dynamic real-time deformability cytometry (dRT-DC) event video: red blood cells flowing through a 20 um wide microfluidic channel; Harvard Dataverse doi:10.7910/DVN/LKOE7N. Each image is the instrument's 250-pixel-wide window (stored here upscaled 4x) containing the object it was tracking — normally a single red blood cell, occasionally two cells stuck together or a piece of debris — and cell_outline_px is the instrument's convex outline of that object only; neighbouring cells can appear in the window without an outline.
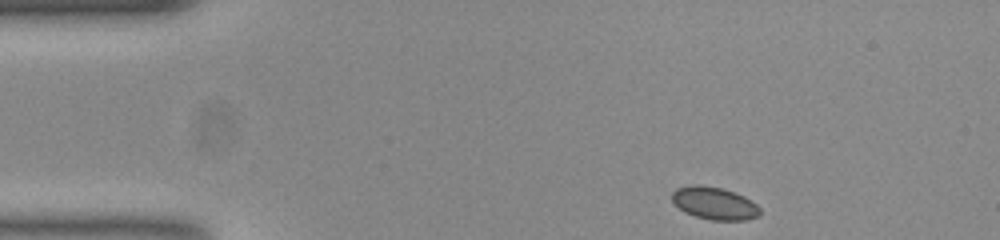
{"species": "common noctule bat (a hibernating species)", "species_latin": "Nyctalus noctula", "temperature_condition": "room temperature", "stored_images_in_passage": 47, "camera_frame_rate_fps": 3000, "um_per_image_px": 0.085, "animal": {"sex": "female", "body_mass_g": 23.0, "forearm_length_mm": 53.4}, "frame": {"image": 1, "passage_image": 1, "time_ms": 0.0, "image_size_px": [1000, 240], "cell_outline_px": [[760, 216], [744, 220], [712, 220], [696, 216], [680, 208], [672, 200], [672, 192], [676, 188], [692, 184], [700, 184], [724, 188], [744, 196], [752, 200], [760, 208]], "centroid_in_image_um": [60.75, 17.25], "position_along_channel_um": 24.2, "area_um2": 16.7}}
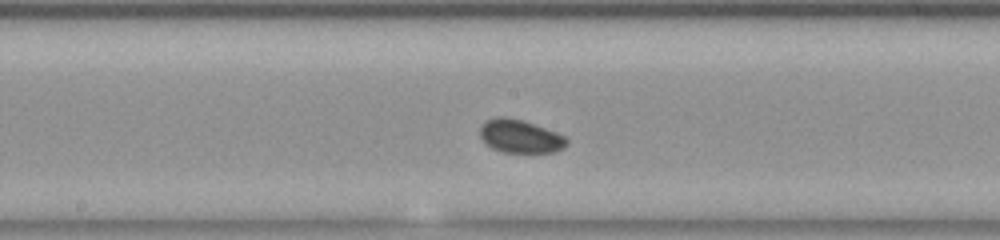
{"frame": {"image": 2, "passage_image": 21, "time_ms": 6.667, "image_size_px": [1000, 240], "cell_outline_px": [[568, 144], [564, 148], [556, 152], [504, 152], [492, 148], [480, 136], [480, 124], [484, 120], [496, 116], [504, 116], [524, 120], [556, 132], [564, 136], [568, 140]], "centroid_in_image_um": [44.21, 11.56], "position_along_channel_um": 204.0, "area_um2": 16.94}}
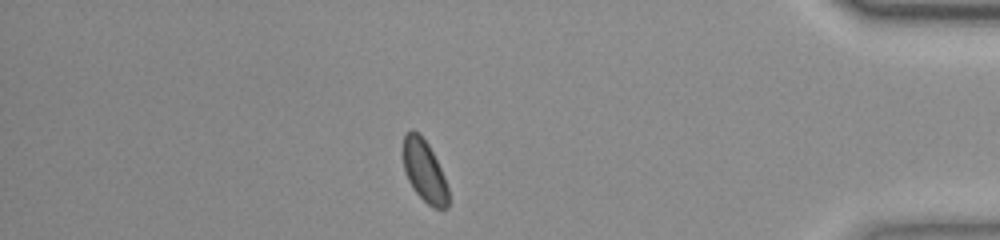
{"frame": {"image": 3, "passage_image": 40, "time_ms": 13.0, "image_size_px": [1000, 240], "cell_outline_px": [[448, 208], [436, 208], [428, 204], [412, 188], [408, 180], [404, 168], [404, 136], [412, 128], [420, 132], [428, 144], [444, 176], [448, 188]], "centroid_in_image_um": [36.07, 14.52], "position_along_channel_um": 399.1, "area_um2": 16.07}, "authors_computed_cell_mechanics": {"area_um2": 16.473, "velocity_mm_per_s": 3.7272, "shape_relaxation_time_tau1_ms": null, "shape_relaxation_time_tau2_ms": 2.9749, "deformation_change_tau1": null, "deformation_change_tau2": 0.0608}}